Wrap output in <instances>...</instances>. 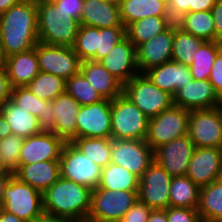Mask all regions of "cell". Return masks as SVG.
I'll list each match as a JSON object with an SVG mask.
<instances>
[{
	"label": "cell",
	"instance_id": "cell-1",
	"mask_svg": "<svg viewBox=\"0 0 222 222\" xmlns=\"http://www.w3.org/2000/svg\"><path fill=\"white\" fill-rule=\"evenodd\" d=\"M0 40L6 56L35 48L39 42L36 0H23L0 14Z\"/></svg>",
	"mask_w": 222,
	"mask_h": 222
},
{
	"label": "cell",
	"instance_id": "cell-2",
	"mask_svg": "<svg viewBox=\"0 0 222 222\" xmlns=\"http://www.w3.org/2000/svg\"><path fill=\"white\" fill-rule=\"evenodd\" d=\"M92 190L59 177L43 194L44 214L64 222H84L91 209Z\"/></svg>",
	"mask_w": 222,
	"mask_h": 222
},
{
	"label": "cell",
	"instance_id": "cell-3",
	"mask_svg": "<svg viewBox=\"0 0 222 222\" xmlns=\"http://www.w3.org/2000/svg\"><path fill=\"white\" fill-rule=\"evenodd\" d=\"M39 42L73 47L80 22L60 9L52 0H36Z\"/></svg>",
	"mask_w": 222,
	"mask_h": 222
},
{
	"label": "cell",
	"instance_id": "cell-4",
	"mask_svg": "<svg viewBox=\"0 0 222 222\" xmlns=\"http://www.w3.org/2000/svg\"><path fill=\"white\" fill-rule=\"evenodd\" d=\"M149 118L123 93L111 100V138L145 140Z\"/></svg>",
	"mask_w": 222,
	"mask_h": 222
},
{
	"label": "cell",
	"instance_id": "cell-5",
	"mask_svg": "<svg viewBox=\"0 0 222 222\" xmlns=\"http://www.w3.org/2000/svg\"><path fill=\"white\" fill-rule=\"evenodd\" d=\"M2 209L30 222L44 215L42 193L12 175L4 187Z\"/></svg>",
	"mask_w": 222,
	"mask_h": 222
},
{
	"label": "cell",
	"instance_id": "cell-6",
	"mask_svg": "<svg viewBox=\"0 0 222 222\" xmlns=\"http://www.w3.org/2000/svg\"><path fill=\"white\" fill-rule=\"evenodd\" d=\"M123 94L149 119L173 105V96L154 85L145 73H138L126 82L123 85Z\"/></svg>",
	"mask_w": 222,
	"mask_h": 222
},
{
	"label": "cell",
	"instance_id": "cell-7",
	"mask_svg": "<svg viewBox=\"0 0 222 222\" xmlns=\"http://www.w3.org/2000/svg\"><path fill=\"white\" fill-rule=\"evenodd\" d=\"M190 111L172 105L156 117L149 119L146 143L153 151L174 139L188 135Z\"/></svg>",
	"mask_w": 222,
	"mask_h": 222
},
{
	"label": "cell",
	"instance_id": "cell-8",
	"mask_svg": "<svg viewBox=\"0 0 222 222\" xmlns=\"http://www.w3.org/2000/svg\"><path fill=\"white\" fill-rule=\"evenodd\" d=\"M137 192L93 189L91 192V209L87 219L119 222L138 200Z\"/></svg>",
	"mask_w": 222,
	"mask_h": 222
},
{
	"label": "cell",
	"instance_id": "cell-9",
	"mask_svg": "<svg viewBox=\"0 0 222 222\" xmlns=\"http://www.w3.org/2000/svg\"><path fill=\"white\" fill-rule=\"evenodd\" d=\"M59 170L60 177L93 190L100 183L102 168L71 142H66L59 158Z\"/></svg>",
	"mask_w": 222,
	"mask_h": 222
},
{
	"label": "cell",
	"instance_id": "cell-10",
	"mask_svg": "<svg viewBox=\"0 0 222 222\" xmlns=\"http://www.w3.org/2000/svg\"><path fill=\"white\" fill-rule=\"evenodd\" d=\"M188 136L195 147L222 148V106L190 111Z\"/></svg>",
	"mask_w": 222,
	"mask_h": 222
},
{
	"label": "cell",
	"instance_id": "cell-11",
	"mask_svg": "<svg viewBox=\"0 0 222 222\" xmlns=\"http://www.w3.org/2000/svg\"><path fill=\"white\" fill-rule=\"evenodd\" d=\"M39 69L67 80L80 72L81 60L73 47L38 42L35 46Z\"/></svg>",
	"mask_w": 222,
	"mask_h": 222
},
{
	"label": "cell",
	"instance_id": "cell-12",
	"mask_svg": "<svg viewBox=\"0 0 222 222\" xmlns=\"http://www.w3.org/2000/svg\"><path fill=\"white\" fill-rule=\"evenodd\" d=\"M171 180L172 176L153 161L139 178L138 200L152 210L168 208Z\"/></svg>",
	"mask_w": 222,
	"mask_h": 222
},
{
	"label": "cell",
	"instance_id": "cell-13",
	"mask_svg": "<svg viewBox=\"0 0 222 222\" xmlns=\"http://www.w3.org/2000/svg\"><path fill=\"white\" fill-rule=\"evenodd\" d=\"M111 162L139 178L153 162V149L145 140L112 139Z\"/></svg>",
	"mask_w": 222,
	"mask_h": 222
},
{
	"label": "cell",
	"instance_id": "cell-14",
	"mask_svg": "<svg viewBox=\"0 0 222 222\" xmlns=\"http://www.w3.org/2000/svg\"><path fill=\"white\" fill-rule=\"evenodd\" d=\"M111 138V100L81 106L77 115V138Z\"/></svg>",
	"mask_w": 222,
	"mask_h": 222
},
{
	"label": "cell",
	"instance_id": "cell-15",
	"mask_svg": "<svg viewBox=\"0 0 222 222\" xmlns=\"http://www.w3.org/2000/svg\"><path fill=\"white\" fill-rule=\"evenodd\" d=\"M222 148L195 147L186 176L200 188L220 179Z\"/></svg>",
	"mask_w": 222,
	"mask_h": 222
},
{
	"label": "cell",
	"instance_id": "cell-16",
	"mask_svg": "<svg viewBox=\"0 0 222 222\" xmlns=\"http://www.w3.org/2000/svg\"><path fill=\"white\" fill-rule=\"evenodd\" d=\"M194 143L188 135L172 140L153 151L154 160L172 177L186 175Z\"/></svg>",
	"mask_w": 222,
	"mask_h": 222
},
{
	"label": "cell",
	"instance_id": "cell-17",
	"mask_svg": "<svg viewBox=\"0 0 222 222\" xmlns=\"http://www.w3.org/2000/svg\"><path fill=\"white\" fill-rule=\"evenodd\" d=\"M66 141L53 132H41L24 138L19 153V167L40 161L59 160Z\"/></svg>",
	"mask_w": 222,
	"mask_h": 222
},
{
	"label": "cell",
	"instance_id": "cell-18",
	"mask_svg": "<svg viewBox=\"0 0 222 222\" xmlns=\"http://www.w3.org/2000/svg\"><path fill=\"white\" fill-rule=\"evenodd\" d=\"M173 105L188 111L210 109L222 106V98L215 91L209 79H192L173 96Z\"/></svg>",
	"mask_w": 222,
	"mask_h": 222
},
{
	"label": "cell",
	"instance_id": "cell-19",
	"mask_svg": "<svg viewBox=\"0 0 222 222\" xmlns=\"http://www.w3.org/2000/svg\"><path fill=\"white\" fill-rule=\"evenodd\" d=\"M123 85L139 73L135 45L125 37L99 61Z\"/></svg>",
	"mask_w": 222,
	"mask_h": 222
},
{
	"label": "cell",
	"instance_id": "cell-20",
	"mask_svg": "<svg viewBox=\"0 0 222 222\" xmlns=\"http://www.w3.org/2000/svg\"><path fill=\"white\" fill-rule=\"evenodd\" d=\"M174 23L164 32L136 48L139 73L172 60Z\"/></svg>",
	"mask_w": 222,
	"mask_h": 222
},
{
	"label": "cell",
	"instance_id": "cell-21",
	"mask_svg": "<svg viewBox=\"0 0 222 222\" xmlns=\"http://www.w3.org/2000/svg\"><path fill=\"white\" fill-rule=\"evenodd\" d=\"M144 73L154 85L172 96L193 79L189 66L173 60L151 67Z\"/></svg>",
	"mask_w": 222,
	"mask_h": 222
},
{
	"label": "cell",
	"instance_id": "cell-22",
	"mask_svg": "<svg viewBox=\"0 0 222 222\" xmlns=\"http://www.w3.org/2000/svg\"><path fill=\"white\" fill-rule=\"evenodd\" d=\"M11 100L26 112L38 117L42 132H54L56 121L51 101L38 98L26 86L12 88Z\"/></svg>",
	"mask_w": 222,
	"mask_h": 222
},
{
	"label": "cell",
	"instance_id": "cell-23",
	"mask_svg": "<svg viewBox=\"0 0 222 222\" xmlns=\"http://www.w3.org/2000/svg\"><path fill=\"white\" fill-rule=\"evenodd\" d=\"M52 102L56 121V136L71 142L77 138V115L81 105L67 92L60 94Z\"/></svg>",
	"mask_w": 222,
	"mask_h": 222
},
{
	"label": "cell",
	"instance_id": "cell-24",
	"mask_svg": "<svg viewBox=\"0 0 222 222\" xmlns=\"http://www.w3.org/2000/svg\"><path fill=\"white\" fill-rule=\"evenodd\" d=\"M13 175L43 194L60 177L59 160L21 165Z\"/></svg>",
	"mask_w": 222,
	"mask_h": 222
},
{
	"label": "cell",
	"instance_id": "cell-25",
	"mask_svg": "<svg viewBox=\"0 0 222 222\" xmlns=\"http://www.w3.org/2000/svg\"><path fill=\"white\" fill-rule=\"evenodd\" d=\"M80 25L97 28L125 27L120 18L119 5L102 0H84Z\"/></svg>",
	"mask_w": 222,
	"mask_h": 222
},
{
	"label": "cell",
	"instance_id": "cell-26",
	"mask_svg": "<svg viewBox=\"0 0 222 222\" xmlns=\"http://www.w3.org/2000/svg\"><path fill=\"white\" fill-rule=\"evenodd\" d=\"M80 72L103 99L113 100L123 93V84L99 61L87 60L81 62Z\"/></svg>",
	"mask_w": 222,
	"mask_h": 222
},
{
	"label": "cell",
	"instance_id": "cell-27",
	"mask_svg": "<svg viewBox=\"0 0 222 222\" xmlns=\"http://www.w3.org/2000/svg\"><path fill=\"white\" fill-rule=\"evenodd\" d=\"M5 68L12 88L26 86L40 72L35 48L7 56Z\"/></svg>",
	"mask_w": 222,
	"mask_h": 222
},
{
	"label": "cell",
	"instance_id": "cell-28",
	"mask_svg": "<svg viewBox=\"0 0 222 222\" xmlns=\"http://www.w3.org/2000/svg\"><path fill=\"white\" fill-rule=\"evenodd\" d=\"M0 113L7 120L12 133L19 137L28 138L42 132L38 117L26 112L11 99L0 107Z\"/></svg>",
	"mask_w": 222,
	"mask_h": 222
},
{
	"label": "cell",
	"instance_id": "cell-29",
	"mask_svg": "<svg viewBox=\"0 0 222 222\" xmlns=\"http://www.w3.org/2000/svg\"><path fill=\"white\" fill-rule=\"evenodd\" d=\"M120 18L125 27L150 16H169L164 0H121Z\"/></svg>",
	"mask_w": 222,
	"mask_h": 222
},
{
	"label": "cell",
	"instance_id": "cell-30",
	"mask_svg": "<svg viewBox=\"0 0 222 222\" xmlns=\"http://www.w3.org/2000/svg\"><path fill=\"white\" fill-rule=\"evenodd\" d=\"M173 23L170 16L145 17L126 27V37L137 48L140 44L167 30Z\"/></svg>",
	"mask_w": 222,
	"mask_h": 222
},
{
	"label": "cell",
	"instance_id": "cell-31",
	"mask_svg": "<svg viewBox=\"0 0 222 222\" xmlns=\"http://www.w3.org/2000/svg\"><path fill=\"white\" fill-rule=\"evenodd\" d=\"M202 222L222 219V181L219 179L200 188L197 208Z\"/></svg>",
	"mask_w": 222,
	"mask_h": 222
},
{
	"label": "cell",
	"instance_id": "cell-32",
	"mask_svg": "<svg viewBox=\"0 0 222 222\" xmlns=\"http://www.w3.org/2000/svg\"><path fill=\"white\" fill-rule=\"evenodd\" d=\"M200 187L186 175L172 177L169 207L197 209L199 205Z\"/></svg>",
	"mask_w": 222,
	"mask_h": 222
},
{
	"label": "cell",
	"instance_id": "cell-33",
	"mask_svg": "<svg viewBox=\"0 0 222 222\" xmlns=\"http://www.w3.org/2000/svg\"><path fill=\"white\" fill-rule=\"evenodd\" d=\"M139 177L122 166L110 163L101 170L97 188L109 190L138 191Z\"/></svg>",
	"mask_w": 222,
	"mask_h": 222
},
{
	"label": "cell",
	"instance_id": "cell-34",
	"mask_svg": "<svg viewBox=\"0 0 222 222\" xmlns=\"http://www.w3.org/2000/svg\"><path fill=\"white\" fill-rule=\"evenodd\" d=\"M176 23L183 31L204 41H215V27L211 10L186 13Z\"/></svg>",
	"mask_w": 222,
	"mask_h": 222
},
{
	"label": "cell",
	"instance_id": "cell-35",
	"mask_svg": "<svg viewBox=\"0 0 222 222\" xmlns=\"http://www.w3.org/2000/svg\"><path fill=\"white\" fill-rule=\"evenodd\" d=\"M71 143L99 167L111 163L112 138L81 137L74 138Z\"/></svg>",
	"mask_w": 222,
	"mask_h": 222
},
{
	"label": "cell",
	"instance_id": "cell-36",
	"mask_svg": "<svg viewBox=\"0 0 222 222\" xmlns=\"http://www.w3.org/2000/svg\"><path fill=\"white\" fill-rule=\"evenodd\" d=\"M205 41L183 31L174 22V39L172 44V60L189 66L194 60V54Z\"/></svg>",
	"mask_w": 222,
	"mask_h": 222
},
{
	"label": "cell",
	"instance_id": "cell-37",
	"mask_svg": "<svg viewBox=\"0 0 222 222\" xmlns=\"http://www.w3.org/2000/svg\"><path fill=\"white\" fill-rule=\"evenodd\" d=\"M222 49L218 41H205L194 54V60L189 65L191 76L195 80L209 79L212 65Z\"/></svg>",
	"mask_w": 222,
	"mask_h": 222
},
{
	"label": "cell",
	"instance_id": "cell-38",
	"mask_svg": "<svg viewBox=\"0 0 222 222\" xmlns=\"http://www.w3.org/2000/svg\"><path fill=\"white\" fill-rule=\"evenodd\" d=\"M26 87L38 98L53 101L60 94L66 92V80L54 74L40 71Z\"/></svg>",
	"mask_w": 222,
	"mask_h": 222
},
{
	"label": "cell",
	"instance_id": "cell-39",
	"mask_svg": "<svg viewBox=\"0 0 222 222\" xmlns=\"http://www.w3.org/2000/svg\"><path fill=\"white\" fill-rule=\"evenodd\" d=\"M66 92L81 106L94 104L103 100L102 96L81 72L66 80Z\"/></svg>",
	"mask_w": 222,
	"mask_h": 222
},
{
	"label": "cell",
	"instance_id": "cell-40",
	"mask_svg": "<svg viewBox=\"0 0 222 222\" xmlns=\"http://www.w3.org/2000/svg\"><path fill=\"white\" fill-rule=\"evenodd\" d=\"M99 42V28L80 25L73 49L81 62L95 61V54Z\"/></svg>",
	"mask_w": 222,
	"mask_h": 222
},
{
	"label": "cell",
	"instance_id": "cell-41",
	"mask_svg": "<svg viewBox=\"0 0 222 222\" xmlns=\"http://www.w3.org/2000/svg\"><path fill=\"white\" fill-rule=\"evenodd\" d=\"M216 0H169L168 14L176 22L184 14L196 11H210Z\"/></svg>",
	"mask_w": 222,
	"mask_h": 222
},
{
	"label": "cell",
	"instance_id": "cell-42",
	"mask_svg": "<svg viewBox=\"0 0 222 222\" xmlns=\"http://www.w3.org/2000/svg\"><path fill=\"white\" fill-rule=\"evenodd\" d=\"M125 37L126 27L99 28V42L95 54V61H100Z\"/></svg>",
	"mask_w": 222,
	"mask_h": 222
},
{
	"label": "cell",
	"instance_id": "cell-43",
	"mask_svg": "<svg viewBox=\"0 0 222 222\" xmlns=\"http://www.w3.org/2000/svg\"><path fill=\"white\" fill-rule=\"evenodd\" d=\"M24 138L15 134L0 139V153L6 166L14 173L19 168V153Z\"/></svg>",
	"mask_w": 222,
	"mask_h": 222
},
{
	"label": "cell",
	"instance_id": "cell-44",
	"mask_svg": "<svg viewBox=\"0 0 222 222\" xmlns=\"http://www.w3.org/2000/svg\"><path fill=\"white\" fill-rule=\"evenodd\" d=\"M166 215L168 222H202L197 209L168 207Z\"/></svg>",
	"mask_w": 222,
	"mask_h": 222
},
{
	"label": "cell",
	"instance_id": "cell-45",
	"mask_svg": "<svg viewBox=\"0 0 222 222\" xmlns=\"http://www.w3.org/2000/svg\"><path fill=\"white\" fill-rule=\"evenodd\" d=\"M151 211L152 209L146 203L137 200L119 222H148Z\"/></svg>",
	"mask_w": 222,
	"mask_h": 222
},
{
	"label": "cell",
	"instance_id": "cell-46",
	"mask_svg": "<svg viewBox=\"0 0 222 222\" xmlns=\"http://www.w3.org/2000/svg\"><path fill=\"white\" fill-rule=\"evenodd\" d=\"M60 9L70 17L80 22L84 0H52Z\"/></svg>",
	"mask_w": 222,
	"mask_h": 222
},
{
	"label": "cell",
	"instance_id": "cell-47",
	"mask_svg": "<svg viewBox=\"0 0 222 222\" xmlns=\"http://www.w3.org/2000/svg\"><path fill=\"white\" fill-rule=\"evenodd\" d=\"M209 81L218 95L222 98V49L219 51L212 65Z\"/></svg>",
	"mask_w": 222,
	"mask_h": 222
},
{
	"label": "cell",
	"instance_id": "cell-48",
	"mask_svg": "<svg viewBox=\"0 0 222 222\" xmlns=\"http://www.w3.org/2000/svg\"><path fill=\"white\" fill-rule=\"evenodd\" d=\"M211 14L214 20L215 41L222 43V0H216Z\"/></svg>",
	"mask_w": 222,
	"mask_h": 222
},
{
	"label": "cell",
	"instance_id": "cell-49",
	"mask_svg": "<svg viewBox=\"0 0 222 222\" xmlns=\"http://www.w3.org/2000/svg\"><path fill=\"white\" fill-rule=\"evenodd\" d=\"M12 87L10 85L5 67H0V107L11 99Z\"/></svg>",
	"mask_w": 222,
	"mask_h": 222
},
{
	"label": "cell",
	"instance_id": "cell-50",
	"mask_svg": "<svg viewBox=\"0 0 222 222\" xmlns=\"http://www.w3.org/2000/svg\"><path fill=\"white\" fill-rule=\"evenodd\" d=\"M148 222H168L166 209L152 210L149 214Z\"/></svg>",
	"mask_w": 222,
	"mask_h": 222
},
{
	"label": "cell",
	"instance_id": "cell-51",
	"mask_svg": "<svg viewBox=\"0 0 222 222\" xmlns=\"http://www.w3.org/2000/svg\"><path fill=\"white\" fill-rule=\"evenodd\" d=\"M11 128L7 120L0 113V139L5 138L6 136L12 135Z\"/></svg>",
	"mask_w": 222,
	"mask_h": 222
},
{
	"label": "cell",
	"instance_id": "cell-52",
	"mask_svg": "<svg viewBox=\"0 0 222 222\" xmlns=\"http://www.w3.org/2000/svg\"><path fill=\"white\" fill-rule=\"evenodd\" d=\"M0 222H24V221L21 220L16 215L10 212H7L1 208L0 209Z\"/></svg>",
	"mask_w": 222,
	"mask_h": 222
},
{
	"label": "cell",
	"instance_id": "cell-53",
	"mask_svg": "<svg viewBox=\"0 0 222 222\" xmlns=\"http://www.w3.org/2000/svg\"><path fill=\"white\" fill-rule=\"evenodd\" d=\"M23 0H0V14L7 11L13 5L21 3Z\"/></svg>",
	"mask_w": 222,
	"mask_h": 222
},
{
	"label": "cell",
	"instance_id": "cell-54",
	"mask_svg": "<svg viewBox=\"0 0 222 222\" xmlns=\"http://www.w3.org/2000/svg\"><path fill=\"white\" fill-rule=\"evenodd\" d=\"M12 175L13 174H0V209L2 208V197H3L4 187Z\"/></svg>",
	"mask_w": 222,
	"mask_h": 222
},
{
	"label": "cell",
	"instance_id": "cell-55",
	"mask_svg": "<svg viewBox=\"0 0 222 222\" xmlns=\"http://www.w3.org/2000/svg\"><path fill=\"white\" fill-rule=\"evenodd\" d=\"M30 222H64V221L44 214L40 218L34 219V220L30 221Z\"/></svg>",
	"mask_w": 222,
	"mask_h": 222
},
{
	"label": "cell",
	"instance_id": "cell-56",
	"mask_svg": "<svg viewBox=\"0 0 222 222\" xmlns=\"http://www.w3.org/2000/svg\"><path fill=\"white\" fill-rule=\"evenodd\" d=\"M0 174H13V172L4 163L1 153H0Z\"/></svg>",
	"mask_w": 222,
	"mask_h": 222
},
{
	"label": "cell",
	"instance_id": "cell-57",
	"mask_svg": "<svg viewBox=\"0 0 222 222\" xmlns=\"http://www.w3.org/2000/svg\"><path fill=\"white\" fill-rule=\"evenodd\" d=\"M7 56L5 55L2 42L0 40V67H5Z\"/></svg>",
	"mask_w": 222,
	"mask_h": 222
},
{
	"label": "cell",
	"instance_id": "cell-58",
	"mask_svg": "<svg viewBox=\"0 0 222 222\" xmlns=\"http://www.w3.org/2000/svg\"><path fill=\"white\" fill-rule=\"evenodd\" d=\"M104 2L114 3V4H120L121 0H102Z\"/></svg>",
	"mask_w": 222,
	"mask_h": 222
},
{
	"label": "cell",
	"instance_id": "cell-59",
	"mask_svg": "<svg viewBox=\"0 0 222 222\" xmlns=\"http://www.w3.org/2000/svg\"><path fill=\"white\" fill-rule=\"evenodd\" d=\"M84 222H109V221H97L92 219H86Z\"/></svg>",
	"mask_w": 222,
	"mask_h": 222
}]
</instances>
